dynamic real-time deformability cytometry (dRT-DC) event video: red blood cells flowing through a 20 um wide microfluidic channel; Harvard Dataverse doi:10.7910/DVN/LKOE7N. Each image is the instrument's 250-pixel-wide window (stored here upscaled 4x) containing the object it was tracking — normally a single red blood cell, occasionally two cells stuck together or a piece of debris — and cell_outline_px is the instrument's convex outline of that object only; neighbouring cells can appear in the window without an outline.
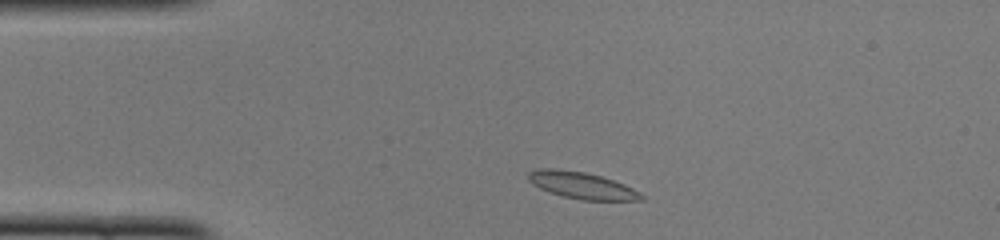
{"species": "common noctule bat (a hibernating species)", "species_latin": "Nyctalus noctula", "temperature_condition": "cold", "stored_images_in_passage": 42, "camera_frame_rate_fps": 3000, "um_per_image_px": 0.085, "animal": {"sex": "female", "body_mass_g": 22.0, "forearm_length_mm": 56.7}, "frame": {"image": 1, "passage_image": 3, "time_ms": 0.667, "image_size_px": [1000, 240], "cell_outline_px": [[644, 200], [580, 200], [548, 192], [532, 184], [528, 180], [528, 172], [536, 168], [556, 168], [584, 172], [600, 176], [624, 184], [640, 192], [644, 196]], "centroid_in_image_um": [49.42, 15.75], "position_along_channel_um": 35.6, "area_um2": 17.63}}
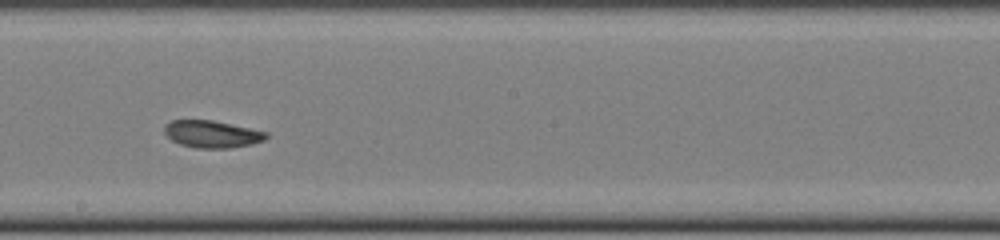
{"frame": {"image": 2, "passage_image": 20, "time_ms": 6.333, "image_size_px": [1000, 240], "cell_outline_px": [[268, 136], [264, 140], [252, 144], [232, 148], [196, 148], [180, 144], [172, 140], [164, 132], [164, 124], [172, 120], [212, 120], [268, 132]], "centroid_in_image_um": [18.01, 11.4], "position_along_channel_um": 230.2, "area_um2": 16.13}}
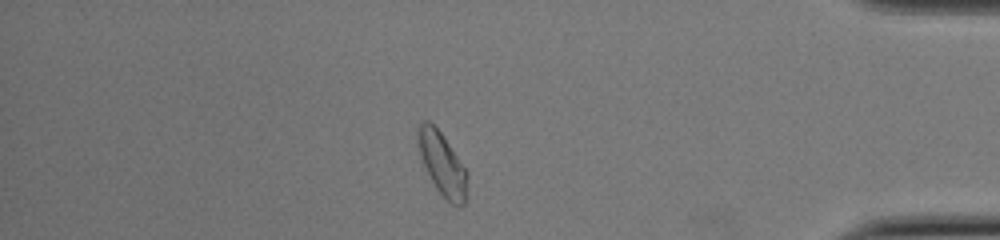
{"frame": {"image": 3, "passage_image": 35, "time_ms": 11.333, "image_size_px": [1000, 240], "cell_outline_px": [[468, 180], [464, 204], [456, 208], [436, 188], [424, 164], [416, 144], [420, 124], [424, 120], [428, 120], [440, 132], [468, 172]], "centroid_in_image_um": [37.61, 13.95], "position_along_channel_um": 397.6, "area_um2": 17.69}, "authors_computed_cell_mechanics": {"area_um2": 17.1666, "velocity_mm_per_s": 4.0493, "shape_relaxation_time_tau1_ms": 3.0689, "shape_relaxation_time_tau2_ms": 1.4485, "deformation_change_tau1": 0.1116, "deformation_change_tau2": 0.0513}}